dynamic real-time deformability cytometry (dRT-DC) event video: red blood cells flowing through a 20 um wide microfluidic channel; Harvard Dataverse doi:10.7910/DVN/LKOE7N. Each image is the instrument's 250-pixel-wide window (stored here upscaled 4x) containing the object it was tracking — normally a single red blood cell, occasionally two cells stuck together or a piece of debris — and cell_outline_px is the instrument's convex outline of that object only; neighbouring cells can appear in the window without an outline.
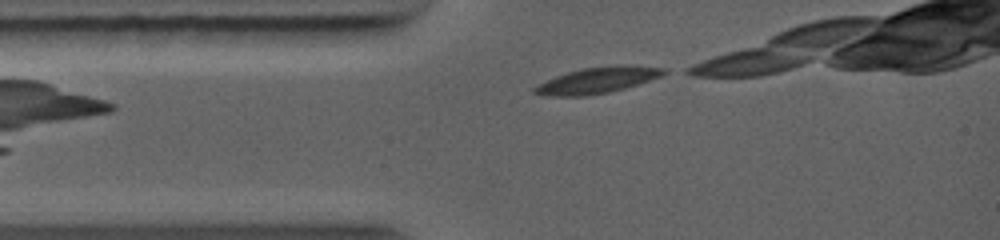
{"species": "common noctule bat (a hibernating species)", "species_latin": "Nyctalus noctula", "temperature_condition": "warm", "stored_images_in_passage": 4, "camera_frame_rate_fps": 5000, "um_per_image_px": 0.085, "animal": {"sex": "female", "body_mass_g": 19.0, "forearm_length_mm": 56.7}, "frame": {"image": 1, "passage_image": 1, "time_ms": 0.0, "image_size_px": [1000, 240], "cell_outline_px": [[668, 72], [660, 76], [624, 88], [608, 92], [584, 96], [548, 96], [532, 92], [532, 88], [556, 76], [580, 68], [616, 64], [624, 64], [664, 68]], "centroid_in_image_um": [50.78, 6.8], "position_along_channel_um": 34.2, "area_um2": 19.48}}